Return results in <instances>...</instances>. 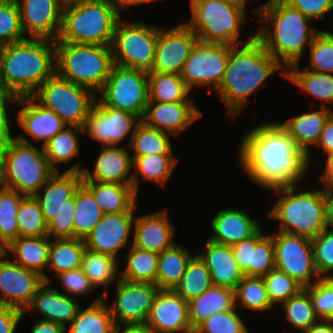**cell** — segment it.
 I'll use <instances>...</instances> for the list:
<instances>
[{
    "label": "cell",
    "mask_w": 333,
    "mask_h": 333,
    "mask_svg": "<svg viewBox=\"0 0 333 333\" xmlns=\"http://www.w3.org/2000/svg\"><path fill=\"white\" fill-rule=\"evenodd\" d=\"M273 122L247 131L241 137L238 152L244 174L268 190L298 185L310 166L307 155L288 132L278 121Z\"/></svg>",
    "instance_id": "6da1fadb"
},
{
    "label": "cell",
    "mask_w": 333,
    "mask_h": 333,
    "mask_svg": "<svg viewBox=\"0 0 333 333\" xmlns=\"http://www.w3.org/2000/svg\"><path fill=\"white\" fill-rule=\"evenodd\" d=\"M286 77V69L254 37L248 43L232 46L219 88L215 91L224 102L227 115L234 119L250 95L266 84L275 72Z\"/></svg>",
    "instance_id": "7a4b0ae2"
},
{
    "label": "cell",
    "mask_w": 333,
    "mask_h": 333,
    "mask_svg": "<svg viewBox=\"0 0 333 333\" xmlns=\"http://www.w3.org/2000/svg\"><path fill=\"white\" fill-rule=\"evenodd\" d=\"M56 73L55 40L31 38L0 47V79L4 93L32 96Z\"/></svg>",
    "instance_id": "3957f363"
},
{
    "label": "cell",
    "mask_w": 333,
    "mask_h": 333,
    "mask_svg": "<svg viewBox=\"0 0 333 333\" xmlns=\"http://www.w3.org/2000/svg\"><path fill=\"white\" fill-rule=\"evenodd\" d=\"M253 11L261 21L268 24L255 33L267 53L286 70L291 65L300 63L304 50L309 48L319 32L310 26L312 21L285 0H267Z\"/></svg>",
    "instance_id": "277c9868"
},
{
    "label": "cell",
    "mask_w": 333,
    "mask_h": 333,
    "mask_svg": "<svg viewBox=\"0 0 333 333\" xmlns=\"http://www.w3.org/2000/svg\"><path fill=\"white\" fill-rule=\"evenodd\" d=\"M26 135H17L2 144L0 185L24 196H34L56 172L45 156Z\"/></svg>",
    "instance_id": "5b68a950"
},
{
    "label": "cell",
    "mask_w": 333,
    "mask_h": 333,
    "mask_svg": "<svg viewBox=\"0 0 333 333\" xmlns=\"http://www.w3.org/2000/svg\"><path fill=\"white\" fill-rule=\"evenodd\" d=\"M298 188L294 185L272 189L280 195L267 217L279 221L280 232L312 239L327 228L323 187L313 191Z\"/></svg>",
    "instance_id": "8992f818"
},
{
    "label": "cell",
    "mask_w": 333,
    "mask_h": 333,
    "mask_svg": "<svg viewBox=\"0 0 333 333\" xmlns=\"http://www.w3.org/2000/svg\"><path fill=\"white\" fill-rule=\"evenodd\" d=\"M121 18L107 0H89L64 8L55 42L110 46Z\"/></svg>",
    "instance_id": "52a82bcc"
},
{
    "label": "cell",
    "mask_w": 333,
    "mask_h": 333,
    "mask_svg": "<svg viewBox=\"0 0 333 333\" xmlns=\"http://www.w3.org/2000/svg\"><path fill=\"white\" fill-rule=\"evenodd\" d=\"M56 73L96 95L114 65L110 46L55 42Z\"/></svg>",
    "instance_id": "ba28073f"
},
{
    "label": "cell",
    "mask_w": 333,
    "mask_h": 333,
    "mask_svg": "<svg viewBox=\"0 0 333 333\" xmlns=\"http://www.w3.org/2000/svg\"><path fill=\"white\" fill-rule=\"evenodd\" d=\"M191 18L185 24L196 34L198 40L227 44L248 43L255 33L242 42L240 29L246 22L245 10L222 0H190Z\"/></svg>",
    "instance_id": "9c48e42d"
},
{
    "label": "cell",
    "mask_w": 333,
    "mask_h": 333,
    "mask_svg": "<svg viewBox=\"0 0 333 333\" xmlns=\"http://www.w3.org/2000/svg\"><path fill=\"white\" fill-rule=\"evenodd\" d=\"M32 97L43 107L55 112L67 126H85L96 94L55 73L39 86Z\"/></svg>",
    "instance_id": "30bf717a"
},
{
    "label": "cell",
    "mask_w": 333,
    "mask_h": 333,
    "mask_svg": "<svg viewBox=\"0 0 333 333\" xmlns=\"http://www.w3.org/2000/svg\"><path fill=\"white\" fill-rule=\"evenodd\" d=\"M158 32L159 26L121 18L116 24L110 45L114 64L150 72Z\"/></svg>",
    "instance_id": "8fae6325"
},
{
    "label": "cell",
    "mask_w": 333,
    "mask_h": 333,
    "mask_svg": "<svg viewBox=\"0 0 333 333\" xmlns=\"http://www.w3.org/2000/svg\"><path fill=\"white\" fill-rule=\"evenodd\" d=\"M96 98L103 105L142 119L148 104V72L114 64Z\"/></svg>",
    "instance_id": "7c38bea8"
},
{
    "label": "cell",
    "mask_w": 333,
    "mask_h": 333,
    "mask_svg": "<svg viewBox=\"0 0 333 333\" xmlns=\"http://www.w3.org/2000/svg\"><path fill=\"white\" fill-rule=\"evenodd\" d=\"M271 235L276 269L285 272L302 288L310 287L320 279L314 264L310 238L280 231Z\"/></svg>",
    "instance_id": "4fadbf2b"
},
{
    "label": "cell",
    "mask_w": 333,
    "mask_h": 333,
    "mask_svg": "<svg viewBox=\"0 0 333 333\" xmlns=\"http://www.w3.org/2000/svg\"><path fill=\"white\" fill-rule=\"evenodd\" d=\"M227 44L196 40L184 63L181 77L192 91L194 87L209 86V94L216 91L222 81L228 61Z\"/></svg>",
    "instance_id": "5bb4252c"
},
{
    "label": "cell",
    "mask_w": 333,
    "mask_h": 333,
    "mask_svg": "<svg viewBox=\"0 0 333 333\" xmlns=\"http://www.w3.org/2000/svg\"><path fill=\"white\" fill-rule=\"evenodd\" d=\"M140 123L141 118L137 115L125 110L110 108L96 98L94 106L88 114L84 134L99 142L101 146H117L129 135L130 139L127 143L129 146Z\"/></svg>",
    "instance_id": "9a60e30c"
},
{
    "label": "cell",
    "mask_w": 333,
    "mask_h": 333,
    "mask_svg": "<svg viewBox=\"0 0 333 333\" xmlns=\"http://www.w3.org/2000/svg\"><path fill=\"white\" fill-rule=\"evenodd\" d=\"M116 283L115 300L107 305L115 325L146 323L160 289L153 283L129 282L121 278Z\"/></svg>",
    "instance_id": "2e32d148"
},
{
    "label": "cell",
    "mask_w": 333,
    "mask_h": 333,
    "mask_svg": "<svg viewBox=\"0 0 333 333\" xmlns=\"http://www.w3.org/2000/svg\"><path fill=\"white\" fill-rule=\"evenodd\" d=\"M10 259L4 253L0 255V305L24 312L44 279Z\"/></svg>",
    "instance_id": "e0dca14e"
},
{
    "label": "cell",
    "mask_w": 333,
    "mask_h": 333,
    "mask_svg": "<svg viewBox=\"0 0 333 333\" xmlns=\"http://www.w3.org/2000/svg\"><path fill=\"white\" fill-rule=\"evenodd\" d=\"M196 34L185 24L168 29L159 26L155 59L150 72L181 74Z\"/></svg>",
    "instance_id": "ac0fdd59"
},
{
    "label": "cell",
    "mask_w": 333,
    "mask_h": 333,
    "mask_svg": "<svg viewBox=\"0 0 333 333\" xmlns=\"http://www.w3.org/2000/svg\"><path fill=\"white\" fill-rule=\"evenodd\" d=\"M134 214L135 212L104 214L83 239L86 249L112 256L117 260L123 259L118 253L129 244Z\"/></svg>",
    "instance_id": "d6986e66"
},
{
    "label": "cell",
    "mask_w": 333,
    "mask_h": 333,
    "mask_svg": "<svg viewBox=\"0 0 333 333\" xmlns=\"http://www.w3.org/2000/svg\"><path fill=\"white\" fill-rule=\"evenodd\" d=\"M129 146H101L93 172L80 163L74 164L66 171L82 173V181L116 183L132 186V156ZM130 174V175H129Z\"/></svg>",
    "instance_id": "ffe728a7"
},
{
    "label": "cell",
    "mask_w": 333,
    "mask_h": 333,
    "mask_svg": "<svg viewBox=\"0 0 333 333\" xmlns=\"http://www.w3.org/2000/svg\"><path fill=\"white\" fill-rule=\"evenodd\" d=\"M194 103L148 101L141 121L171 136H180L203 116Z\"/></svg>",
    "instance_id": "44dd1931"
},
{
    "label": "cell",
    "mask_w": 333,
    "mask_h": 333,
    "mask_svg": "<svg viewBox=\"0 0 333 333\" xmlns=\"http://www.w3.org/2000/svg\"><path fill=\"white\" fill-rule=\"evenodd\" d=\"M153 333H193L188 302L174 290H159L146 321Z\"/></svg>",
    "instance_id": "7402d4cb"
},
{
    "label": "cell",
    "mask_w": 333,
    "mask_h": 333,
    "mask_svg": "<svg viewBox=\"0 0 333 333\" xmlns=\"http://www.w3.org/2000/svg\"><path fill=\"white\" fill-rule=\"evenodd\" d=\"M16 3L25 37L56 40L63 11L59 0H17Z\"/></svg>",
    "instance_id": "603a6c76"
},
{
    "label": "cell",
    "mask_w": 333,
    "mask_h": 333,
    "mask_svg": "<svg viewBox=\"0 0 333 333\" xmlns=\"http://www.w3.org/2000/svg\"><path fill=\"white\" fill-rule=\"evenodd\" d=\"M169 218L167 209L141 216L135 215L132 245L158 254L172 247L176 243L175 226Z\"/></svg>",
    "instance_id": "cb8c5ba5"
},
{
    "label": "cell",
    "mask_w": 333,
    "mask_h": 333,
    "mask_svg": "<svg viewBox=\"0 0 333 333\" xmlns=\"http://www.w3.org/2000/svg\"><path fill=\"white\" fill-rule=\"evenodd\" d=\"M16 105L21 107L17 112V124L25 134L42 146L67 125L52 110L39 104L32 96L17 98Z\"/></svg>",
    "instance_id": "d4e9b609"
},
{
    "label": "cell",
    "mask_w": 333,
    "mask_h": 333,
    "mask_svg": "<svg viewBox=\"0 0 333 333\" xmlns=\"http://www.w3.org/2000/svg\"><path fill=\"white\" fill-rule=\"evenodd\" d=\"M49 285V282H44L38 288L24 314L34 309L43 315L44 318L41 320L58 323L66 328L78 313L79 300Z\"/></svg>",
    "instance_id": "484cf974"
},
{
    "label": "cell",
    "mask_w": 333,
    "mask_h": 333,
    "mask_svg": "<svg viewBox=\"0 0 333 333\" xmlns=\"http://www.w3.org/2000/svg\"><path fill=\"white\" fill-rule=\"evenodd\" d=\"M213 234L207 239L218 244L232 246L252 235L262 226L245 210L219 209L210 223Z\"/></svg>",
    "instance_id": "4316f807"
},
{
    "label": "cell",
    "mask_w": 333,
    "mask_h": 333,
    "mask_svg": "<svg viewBox=\"0 0 333 333\" xmlns=\"http://www.w3.org/2000/svg\"><path fill=\"white\" fill-rule=\"evenodd\" d=\"M204 247L197 255L210 271L212 285L235 290L245 275L236 262L231 246L207 239Z\"/></svg>",
    "instance_id": "83f0119b"
},
{
    "label": "cell",
    "mask_w": 333,
    "mask_h": 333,
    "mask_svg": "<svg viewBox=\"0 0 333 333\" xmlns=\"http://www.w3.org/2000/svg\"><path fill=\"white\" fill-rule=\"evenodd\" d=\"M82 173L77 171H56L41 187L43 194L36 193L34 198L38 201L47 224L57 216L64 206V202L72 198L82 184Z\"/></svg>",
    "instance_id": "f1b7e54d"
},
{
    "label": "cell",
    "mask_w": 333,
    "mask_h": 333,
    "mask_svg": "<svg viewBox=\"0 0 333 333\" xmlns=\"http://www.w3.org/2000/svg\"><path fill=\"white\" fill-rule=\"evenodd\" d=\"M8 252L13 253V263L38 273L44 282H52L44 272L47 270L50 252V238L47 235L17 237L3 248V253L9 257Z\"/></svg>",
    "instance_id": "f546056e"
},
{
    "label": "cell",
    "mask_w": 333,
    "mask_h": 333,
    "mask_svg": "<svg viewBox=\"0 0 333 333\" xmlns=\"http://www.w3.org/2000/svg\"><path fill=\"white\" fill-rule=\"evenodd\" d=\"M319 109L320 110L312 112L305 111L302 114L290 117L284 123L279 122L299 149L307 155L309 165L313 163L311 161V149L309 147L311 145L317 146L324 124L333 113V109L329 107L320 106Z\"/></svg>",
    "instance_id": "4dcf8cb0"
},
{
    "label": "cell",
    "mask_w": 333,
    "mask_h": 333,
    "mask_svg": "<svg viewBox=\"0 0 333 333\" xmlns=\"http://www.w3.org/2000/svg\"><path fill=\"white\" fill-rule=\"evenodd\" d=\"M104 214L135 212L137 193L133 186L96 181H82Z\"/></svg>",
    "instance_id": "1f68e13d"
},
{
    "label": "cell",
    "mask_w": 333,
    "mask_h": 333,
    "mask_svg": "<svg viewBox=\"0 0 333 333\" xmlns=\"http://www.w3.org/2000/svg\"><path fill=\"white\" fill-rule=\"evenodd\" d=\"M235 308L234 290L212 285L200 296L188 302L191 328L194 331L211 315Z\"/></svg>",
    "instance_id": "d6a6232c"
},
{
    "label": "cell",
    "mask_w": 333,
    "mask_h": 333,
    "mask_svg": "<svg viewBox=\"0 0 333 333\" xmlns=\"http://www.w3.org/2000/svg\"><path fill=\"white\" fill-rule=\"evenodd\" d=\"M173 156L150 154L132 158V186L134 191L138 194L139 174L146 181L161 186L165 185L178 164V159Z\"/></svg>",
    "instance_id": "836d02e7"
},
{
    "label": "cell",
    "mask_w": 333,
    "mask_h": 333,
    "mask_svg": "<svg viewBox=\"0 0 333 333\" xmlns=\"http://www.w3.org/2000/svg\"><path fill=\"white\" fill-rule=\"evenodd\" d=\"M194 255L176 243L163 250L158 259L157 287L160 290H175L183 277L187 264Z\"/></svg>",
    "instance_id": "e575fe53"
},
{
    "label": "cell",
    "mask_w": 333,
    "mask_h": 333,
    "mask_svg": "<svg viewBox=\"0 0 333 333\" xmlns=\"http://www.w3.org/2000/svg\"><path fill=\"white\" fill-rule=\"evenodd\" d=\"M119 260L103 253L85 248L82 256L81 269L91 284L97 288L104 287L103 299L108 297V286L120 280Z\"/></svg>",
    "instance_id": "d590c367"
},
{
    "label": "cell",
    "mask_w": 333,
    "mask_h": 333,
    "mask_svg": "<svg viewBox=\"0 0 333 333\" xmlns=\"http://www.w3.org/2000/svg\"><path fill=\"white\" fill-rule=\"evenodd\" d=\"M300 64L291 65L286 70V79L299 89L321 101V107H327L326 102L333 104V74L320 73L308 69L300 71Z\"/></svg>",
    "instance_id": "8d00e7d4"
},
{
    "label": "cell",
    "mask_w": 333,
    "mask_h": 333,
    "mask_svg": "<svg viewBox=\"0 0 333 333\" xmlns=\"http://www.w3.org/2000/svg\"><path fill=\"white\" fill-rule=\"evenodd\" d=\"M105 302L100 293L91 305L79 308L76 317L68 325V333H113L115 323Z\"/></svg>",
    "instance_id": "74e56055"
},
{
    "label": "cell",
    "mask_w": 333,
    "mask_h": 333,
    "mask_svg": "<svg viewBox=\"0 0 333 333\" xmlns=\"http://www.w3.org/2000/svg\"><path fill=\"white\" fill-rule=\"evenodd\" d=\"M80 135H84L83 127L66 126L43 145L45 156L55 171H60L58 164H69L79 156Z\"/></svg>",
    "instance_id": "f35d334b"
},
{
    "label": "cell",
    "mask_w": 333,
    "mask_h": 333,
    "mask_svg": "<svg viewBox=\"0 0 333 333\" xmlns=\"http://www.w3.org/2000/svg\"><path fill=\"white\" fill-rule=\"evenodd\" d=\"M180 74L148 72V101L193 102Z\"/></svg>",
    "instance_id": "ab89813d"
},
{
    "label": "cell",
    "mask_w": 333,
    "mask_h": 333,
    "mask_svg": "<svg viewBox=\"0 0 333 333\" xmlns=\"http://www.w3.org/2000/svg\"><path fill=\"white\" fill-rule=\"evenodd\" d=\"M124 256L125 269L120 270V278L129 282L153 283L156 285L159 254L139 249L131 244Z\"/></svg>",
    "instance_id": "60d3db41"
},
{
    "label": "cell",
    "mask_w": 333,
    "mask_h": 333,
    "mask_svg": "<svg viewBox=\"0 0 333 333\" xmlns=\"http://www.w3.org/2000/svg\"><path fill=\"white\" fill-rule=\"evenodd\" d=\"M83 239H50V252L47 269L54 276L81 267L85 250Z\"/></svg>",
    "instance_id": "b9f144b4"
},
{
    "label": "cell",
    "mask_w": 333,
    "mask_h": 333,
    "mask_svg": "<svg viewBox=\"0 0 333 333\" xmlns=\"http://www.w3.org/2000/svg\"><path fill=\"white\" fill-rule=\"evenodd\" d=\"M103 215L92 194L81 184L75 192L73 238L84 239Z\"/></svg>",
    "instance_id": "7bdbcfd3"
},
{
    "label": "cell",
    "mask_w": 333,
    "mask_h": 333,
    "mask_svg": "<svg viewBox=\"0 0 333 333\" xmlns=\"http://www.w3.org/2000/svg\"><path fill=\"white\" fill-rule=\"evenodd\" d=\"M170 134L145 125L142 121L132 136L129 149L133 151L132 158L137 156L172 155Z\"/></svg>",
    "instance_id": "ee69618b"
},
{
    "label": "cell",
    "mask_w": 333,
    "mask_h": 333,
    "mask_svg": "<svg viewBox=\"0 0 333 333\" xmlns=\"http://www.w3.org/2000/svg\"><path fill=\"white\" fill-rule=\"evenodd\" d=\"M212 286L211 274L200 257L195 254L189 263L175 292L185 301L200 296Z\"/></svg>",
    "instance_id": "f6af8a7d"
},
{
    "label": "cell",
    "mask_w": 333,
    "mask_h": 333,
    "mask_svg": "<svg viewBox=\"0 0 333 333\" xmlns=\"http://www.w3.org/2000/svg\"><path fill=\"white\" fill-rule=\"evenodd\" d=\"M234 293L236 307L241 306V308L249 309L252 312H264L274 307L262 277L245 276L236 286Z\"/></svg>",
    "instance_id": "bcb514c9"
},
{
    "label": "cell",
    "mask_w": 333,
    "mask_h": 333,
    "mask_svg": "<svg viewBox=\"0 0 333 333\" xmlns=\"http://www.w3.org/2000/svg\"><path fill=\"white\" fill-rule=\"evenodd\" d=\"M25 196L0 185V246L5 248L19 237L17 212Z\"/></svg>",
    "instance_id": "7dc6e473"
},
{
    "label": "cell",
    "mask_w": 333,
    "mask_h": 333,
    "mask_svg": "<svg viewBox=\"0 0 333 333\" xmlns=\"http://www.w3.org/2000/svg\"><path fill=\"white\" fill-rule=\"evenodd\" d=\"M282 306L286 321L291 324L292 329L297 328L301 333L320 320L314 311L310 294L305 288L282 303Z\"/></svg>",
    "instance_id": "c3c4849f"
},
{
    "label": "cell",
    "mask_w": 333,
    "mask_h": 333,
    "mask_svg": "<svg viewBox=\"0 0 333 333\" xmlns=\"http://www.w3.org/2000/svg\"><path fill=\"white\" fill-rule=\"evenodd\" d=\"M260 228L251 236V264H249V277H263L275 268V255L273 237L264 235Z\"/></svg>",
    "instance_id": "681fc988"
},
{
    "label": "cell",
    "mask_w": 333,
    "mask_h": 333,
    "mask_svg": "<svg viewBox=\"0 0 333 333\" xmlns=\"http://www.w3.org/2000/svg\"><path fill=\"white\" fill-rule=\"evenodd\" d=\"M19 237L46 236L48 224L34 196H25L17 212Z\"/></svg>",
    "instance_id": "f907efd6"
},
{
    "label": "cell",
    "mask_w": 333,
    "mask_h": 333,
    "mask_svg": "<svg viewBox=\"0 0 333 333\" xmlns=\"http://www.w3.org/2000/svg\"><path fill=\"white\" fill-rule=\"evenodd\" d=\"M310 61L308 70L333 74V33L319 31L309 46Z\"/></svg>",
    "instance_id": "816d5d0a"
},
{
    "label": "cell",
    "mask_w": 333,
    "mask_h": 333,
    "mask_svg": "<svg viewBox=\"0 0 333 333\" xmlns=\"http://www.w3.org/2000/svg\"><path fill=\"white\" fill-rule=\"evenodd\" d=\"M262 278L273 306L284 303L303 289L294 279L276 268Z\"/></svg>",
    "instance_id": "f5cc1de1"
},
{
    "label": "cell",
    "mask_w": 333,
    "mask_h": 333,
    "mask_svg": "<svg viewBox=\"0 0 333 333\" xmlns=\"http://www.w3.org/2000/svg\"><path fill=\"white\" fill-rule=\"evenodd\" d=\"M237 309L211 315L193 333H249Z\"/></svg>",
    "instance_id": "db71d44e"
},
{
    "label": "cell",
    "mask_w": 333,
    "mask_h": 333,
    "mask_svg": "<svg viewBox=\"0 0 333 333\" xmlns=\"http://www.w3.org/2000/svg\"><path fill=\"white\" fill-rule=\"evenodd\" d=\"M17 3L0 2V47L26 39Z\"/></svg>",
    "instance_id": "11a10c76"
},
{
    "label": "cell",
    "mask_w": 333,
    "mask_h": 333,
    "mask_svg": "<svg viewBox=\"0 0 333 333\" xmlns=\"http://www.w3.org/2000/svg\"><path fill=\"white\" fill-rule=\"evenodd\" d=\"M314 264L320 278H332L333 271V229L326 228L311 239Z\"/></svg>",
    "instance_id": "9f6ffc18"
},
{
    "label": "cell",
    "mask_w": 333,
    "mask_h": 333,
    "mask_svg": "<svg viewBox=\"0 0 333 333\" xmlns=\"http://www.w3.org/2000/svg\"><path fill=\"white\" fill-rule=\"evenodd\" d=\"M311 297L314 311L321 320H333V278H320L305 288Z\"/></svg>",
    "instance_id": "6f0895ef"
},
{
    "label": "cell",
    "mask_w": 333,
    "mask_h": 333,
    "mask_svg": "<svg viewBox=\"0 0 333 333\" xmlns=\"http://www.w3.org/2000/svg\"><path fill=\"white\" fill-rule=\"evenodd\" d=\"M74 214L75 194L64 202L60 213L48 223L47 236L51 239H72Z\"/></svg>",
    "instance_id": "680465c9"
},
{
    "label": "cell",
    "mask_w": 333,
    "mask_h": 333,
    "mask_svg": "<svg viewBox=\"0 0 333 333\" xmlns=\"http://www.w3.org/2000/svg\"><path fill=\"white\" fill-rule=\"evenodd\" d=\"M58 277L61 287L66 295L76 298L77 296L90 294L95 287L80 268L69 270L55 275ZM68 293V294H67ZM71 294V295H70Z\"/></svg>",
    "instance_id": "91938a15"
},
{
    "label": "cell",
    "mask_w": 333,
    "mask_h": 333,
    "mask_svg": "<svg viewBox=\"0 0 333 333\" xmlns=\"http://www.w3.org/2000/svg\"><path fill=\"white\" fill-rule=\"evenodd\" d=\"M311 21L324 20L325 16L333 10V0H285Z\"/></svg>",
    "instance_id": "94428289"
},
{
    "label": "cell",
    "mask_w": 333,
    "mask_h": 333,
    "mask_svg": "<svg viewBox=\"0 0 333 333\" xmlns=\"http://www.w3.org/2000/svg\"><path fill=\"white\" fill-rule=\"evenodd\" d=\"M17 98L10 94L0 92V141L6 142L12 138L11 119L7 110L9 104H16Z\"/></svg>",
    "instance_id": "6125c7cd"
},
{
    "label": "cell",
    "mask_w": 333,
    "mask_h": 333,
    "mask_svg": "<svg viewBox=\"0 0 333 333\" xmlns=\"http://www.w3.org/2000/svg\"><path fill=\"white\" fill-rule=\"evenodd\" d=\"M23 315L20 309L0 305V333H16Z\"/></svg>",
    "instance_id": "be15d7a7"
},
{
    "label": "cell",
    "mask_w": 333,
    "mask_h": 333,
    "mask_svg": "<svg viewBox=\"0 0 333 333\" xmlns=\"http://www.w3.org/2000/svg\"><path fill=\"white\" fill-rule=\"evenodd\" d=\"M236 262L245 276L249 277V264H251V236L232 245Z\"/></svg>",
    "instance_id": "e7e4bbea"
},
{
    "label": "cell",
    "mask_w": 333,
    "mask_h": 333,
    "mask_svg": "<svg viewBox=\"0 0 333 333\" xmlns=\"http://www.w3.org/2000/svg\"><path fill=\"white\" fill-rule=\"evenodd\" d=\"M316 147H321L325 155L333 154V113L326 120Z\"/></svg>",
    "instance_id": "03108f58"
},
{
    "label": "cell",
    "mask_w": 333,
    "mask_h": 333,
    "mask_svg": "<svg viewBox=\"0 0 333 333\" xmlns=\"http://www.w3.org/2000/svg\"><path fill=\"white\" fill-rule=\"evenodd\" d=\"M31 333H67L63 325L46 320H36Z\"/></svg>",
    "instance_id": "003e7915"
},
{
    "label": "cell",
    "mask_w": 333,
    "mask_h": 333,
    "mask_svg": "<svg viewBox=\"0 0 333 333\" xmlns=\"http://www.w3.org/2000/svg\"><path fill=\"white\" fill-rule=\"evenodd\" d=\"M326 227L333 229V188H323Z\"/></svg>",
    "instance_id": "a7ac6f4b"
},
{
    "label": "cell",
    "mask_w": 333,
    "mask_h": 333,
    "mask_svg": "<svg viewBox=\"0 0 333 333\" xmlns=\"http://www.w3.org/2000/svg\"><path fill=\"white\" fill-rule=\"evenodd\" d=\"M113 333H153V331L146 323H131L115 325Z\"/></svg>",
    "instance_id": "89a4df30"
},
{
    "label": "cell",
    "mask_w": 333,
    "mask_h": 333,
    "mask_svg": "<svg viewBox=\"0 0 333 333\" xmlns=\"http://www.w3.org/2000/svg\"><path fill=\"white\" fill-rule=\"evenodd\" d=\"M325 169L320 175V182L324 188H333V154L326 155Z\"/></svg>",
    "instance_id": "2644e50d"
},
{
    "label": "cell",
    "mask_w": 333,
    "mask_h": 333,
    "mask_svg": "<svg viewBox=\"0 0 333 333\" xmlns=\"http://www.w3.org/2000/svg\"><path fill=\"white\" fill-rule=\"evenodd\" d=\"M111 6L115 9V11L122 17L121 12L128 7L134 5H143L147 3H152L158 0H107ZM160 1V0H159Z\"/></svg>",
    "instance_id": "8c879c8a"
},
{
    "label": "cell",
    "mask_w": 333,
    "mask_h": 333,
    "mask_svg": "<svg viewBox=\"0 0 333 333\" xmlns=\"http://www.w3.org/2000/svg\"><path fill=\"white\" fill-rule=\"evenodd\" d=\"M302 333H333V320H319Z\"/></svg>",
    "instance_id": "753ad0ef"
},
{
    "label": "cell",
    "mask_w": 333,
    "mask_h": 333,
    "mask_svg": "<svg viewBox=\"0 0 333 333\" xmlns=\"http://www.w3.org/2000/svg\"><path fill=\"white\" fill-rule=\"evenodd\" d=\"M86 1H89V0H59V3L61 5V7L64 9L67 7L82 4L83 2H86Z\"/></svg>",
    "instance_id": "34e18365"
},
{
    "label": "cell",
    "mask_w": 333,
    "mask_h": 333,
    "mask_svg": "<svg viewBox=\"0 0 333 333\" xmlns=\"http://www.w3.org/2000/svg\"><path fill=\"white\" fill-rule=\"evenodd\" d=\"M222 1H224L228 4H231L233 6L239 7L241 9L245 10V11L247 10L246 9L247 8L246 7V1L247 0H222Z\"/></svg>",
    "instance_id": "11e5206c"
},
{
    "label": "cell",
    "mask_w": 333,
    "mask_h": 333,
    "mask_svg": "<svg viewBox=\"0 0 333 333\" xmlns=\"http://www.w3.org/2000/svg\"><path fill=\"white\" fill-rule=\"evenodd\" d=\"M0 2H11V3H16L17 0H0Z\"/></svg>",
    "instance_id": "2a66077c"
},
{
    "label": "cell",
    "mask_w": 333,
    "mask_h": 333,
    "mask_svg": "<svg viewBox=\"0 0 333 333\" xmlns=\"http://www.w3.org/2000/svg\"><path fill=\"white\" fill-rule=\"evenodd\" d=\"M0 92H3V90H2V84H1V79H0Z\"/></svg>",
    "instance_id": "b9fcfbb0"
},
{
    "label": "cell",
    "mask_w": 333,
    "mask_h": 333,
    "mask_svg": "<svg viewBox=\"0 0 333 333\" xmlns=\"http://www.w3.org/2000/svg\"><path fill=\"white\" fill-rule=\"evenodd\" d=\"M3 253V248L0 246V255Z\"/></svg>",
    "instance_id": "09005b40"
},
{
    "label": "cell",
    "mask_w": 333,
    "mask_h": 333,
    "mask_svg": "<svg viewBox=\"0 0 333 333\" xmlns=\"http://www.w3.org/2000/svg\"><path fill=\"white\" fill-rule=\"evenodd\" d=\"M2 144H3V143L0 141V152H1V147H2Z\"/></svg>",
    "instance_id": "979ff035"
}]
</instances>
